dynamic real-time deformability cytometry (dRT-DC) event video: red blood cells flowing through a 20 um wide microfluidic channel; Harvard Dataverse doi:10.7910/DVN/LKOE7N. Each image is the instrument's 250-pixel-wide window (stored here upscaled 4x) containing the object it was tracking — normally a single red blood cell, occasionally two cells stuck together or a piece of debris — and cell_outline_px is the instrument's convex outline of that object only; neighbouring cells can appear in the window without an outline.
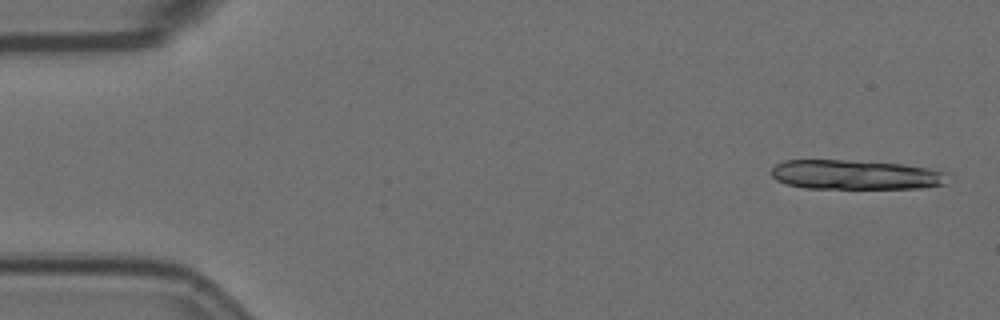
{"species": "Egyptian fruit bat (a non-hibernating species)", "species_latin": "Rousettus aegyptiacus", "temperature_condition": "room temperature", "stored_images_in_passage": 13, "camera_frame_rate_fps": 3000, "um_per_image_px": 0.085, "animal": {"sex": "female"}, "frame": {"image": 1, "passage_image": 1, "time_ms": 0.0, "image_size_px": [1000, 320], "cell_outline_px": [[952, 180], [944, 184], [924, 188], [804, 188], [788, 184], [776, 180], [772, 176], [772, 168], [776, 164], [784, 160], [848, 160], [900, 164], [928, 168], [948, 172]], "centroid_in_image_um": [72.78, 14.85], "position_along_channel_um": 12.2, "area_um2": 30.58}}
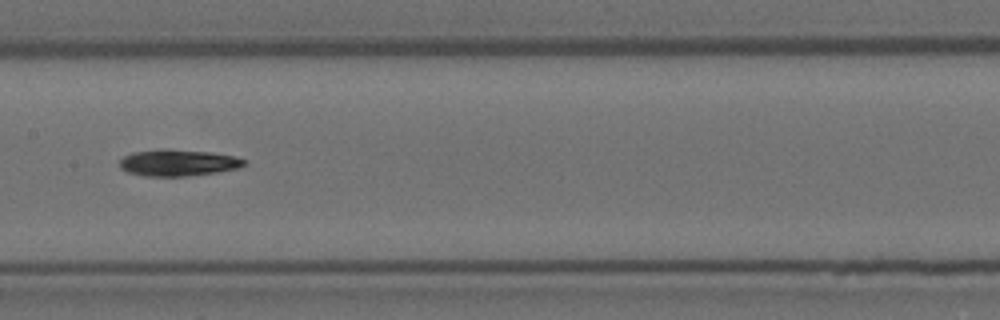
{"frame": {"image": 2, "passage_image": 7, "time_ms": 2.0, "image_size_px": [1000, 320], "cell_outline_px": [[244, 164], [236, 168], [216, 172], [184, 176], [144, 176], [128, 172], [120, 168], [120, 160], [124, 156], [132, 152], [160, 148], [168, 148], [208, 152], [232, 156], [244, 160]], "centroid_in_image_um": [15.04, 13.82], "position_along_channel_um": 192.4, "area_um2": 19.07}}
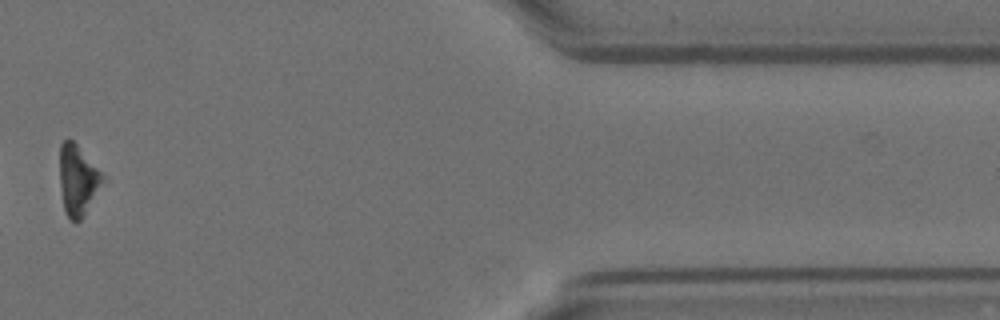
{"frame": {"image": 3, "passage_image": 13, "time_ms": 4.0, "image_size_px": [1000, 320], "cell_outline_px": [[100, 180], [80, 220], [72, 220], [64, 212], [60, 188], [60, 144], [68, 136], [76, 144], [100, 172]], "centroid_in_image_um": [6.49, 15.24], "position_along_channel_um": 404.9, "area_um2": 16.3}}